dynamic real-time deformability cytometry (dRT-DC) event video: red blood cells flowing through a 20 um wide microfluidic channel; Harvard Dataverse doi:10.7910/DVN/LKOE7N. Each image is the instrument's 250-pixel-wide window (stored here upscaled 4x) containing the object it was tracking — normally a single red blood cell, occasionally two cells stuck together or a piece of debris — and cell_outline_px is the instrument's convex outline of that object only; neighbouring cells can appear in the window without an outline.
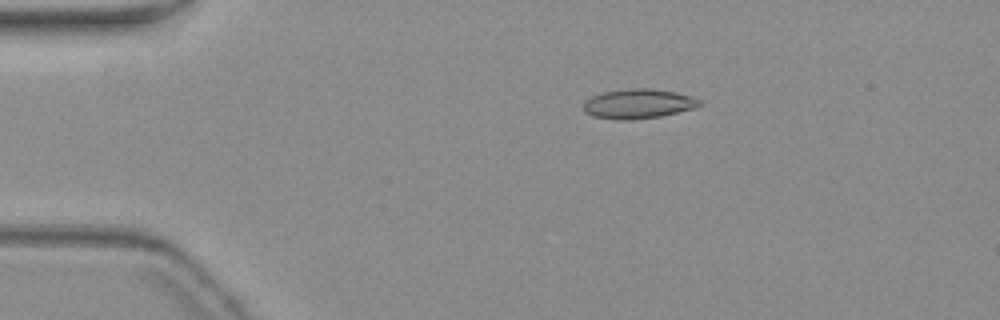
{"species": "common noctule bat (a hibernating species)", "species_latin": "Nyctalus noctula", "temperature_condition": "warm", "stored_images_in_passage": 9, "camera_frame_rate_fps": 3000, "um_per_image_px": 0.085, "animal": {"sex": "female", "body_mass_g": 19.3, "forearm_length_mm": 54.1}, "frame": {"image": 1, "passage_image": 2, "time_ms": 1.0, "image_size_px": [1000, 320], "cell_outline_px": [[704, 104], [696, 108], [660, 116], [628, 120], [616, 120], [592, 116], [584, 112], [584, 104], [592, 96], [604, 92], [628, 88], [652, 88], [692, 96], [700, 100]], "centroid_in_image_um": [54.28, 8.82], "position_along_channel_um": 30.7, "area_um2": 20.0}}
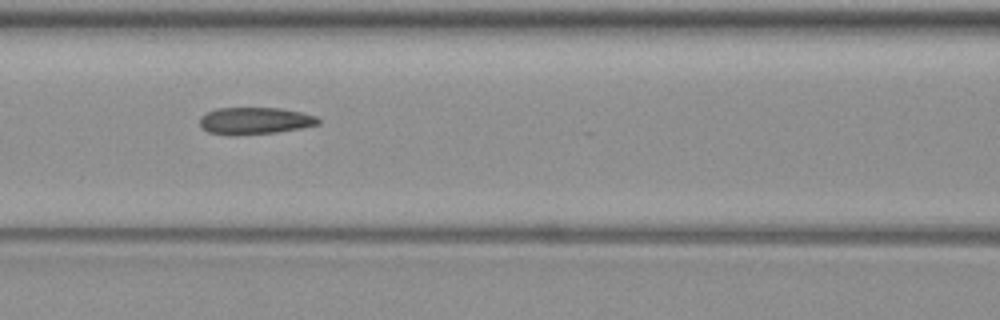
{"frame": {"image": 2, "passage_image": 6, "time_ms": 5.667, "image_size_px": [1000, 320], "cell_outline_px": [[320, 124], [300, 128], [276, 132], [236, 136], [228, 136], [208, 132], [200, 128], [200, 116], [216, 108], [280, 108], [300, 112], [316, 116], [320, 120]], "centroid_in_image_um": [21.61, 10.28], "position_along_channel_um": 145.0, "area_um2": 18.84}}
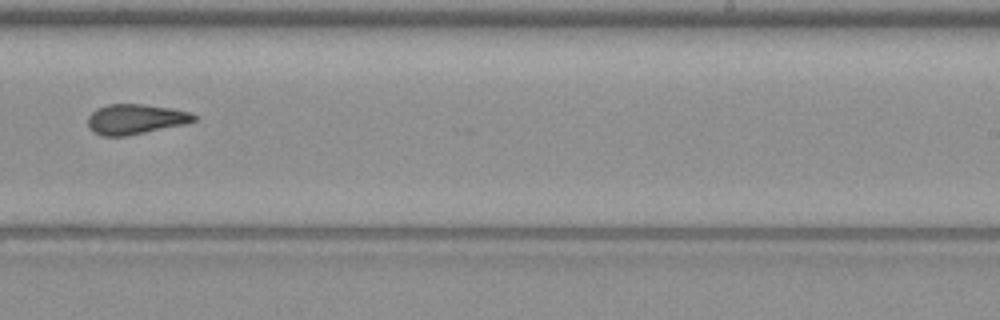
{"frame": {"image": 3, "passage_image": 9, "time_ms": 9.333, "image_size_px": [1000, 320], "cell_outline_px": [[196, 120], [184, 124], [124, 136], [100, 136], [92, 132], [88, 124], [88, 116], [96, 108], [108, 104], [144, 104], [172, 108], [192, 112], [196, 116]], "centroid_in_image_um": [11.49, 10.12], "position_along_channel_um": 277.5, "area_um2": 18.61}}